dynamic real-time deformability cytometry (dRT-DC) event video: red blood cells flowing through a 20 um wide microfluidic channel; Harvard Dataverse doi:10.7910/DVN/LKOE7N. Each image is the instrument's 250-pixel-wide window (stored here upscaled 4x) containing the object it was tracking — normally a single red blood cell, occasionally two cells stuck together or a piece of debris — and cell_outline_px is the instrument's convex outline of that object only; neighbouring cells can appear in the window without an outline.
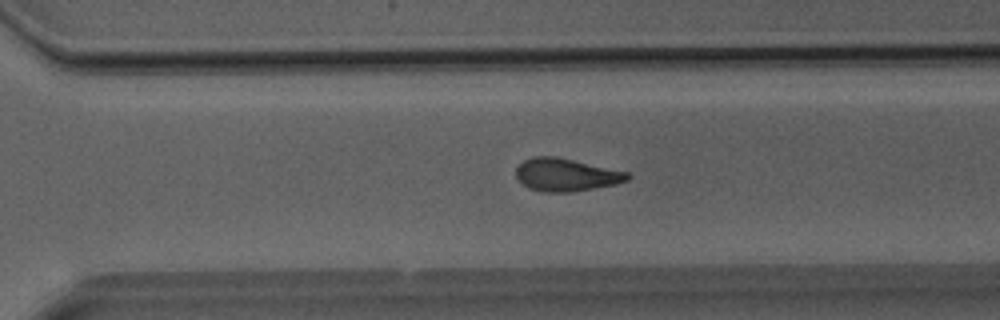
{"species": "Egyptian fruit bat (a non-hibernating species)", "species_latin": "Rousettus aegyptiacus", "temperature_condition": "room temperature", "stored_images_in_passage": 38, "camera_frame_rate_fps": 3000, "um_per_image_px": 0.085, "animal": {"sex": "male"}, "frame": {"image": 1, "passage_image": 27, "time_ms": 8.667, "image_size_px": [1000, 320], "cell_outline_px": [[632, 176], [628, 180], [616, 184], [572, 192], [544, 192], [528, 188], [516, 176], [516, 168], [524, 160], [532, 156], [556, 156], [628, 172]], "centroid_in_image_um": [48.12, 14.85], "position_along_channel_um": 322.5, "area_um2": 21.27}}
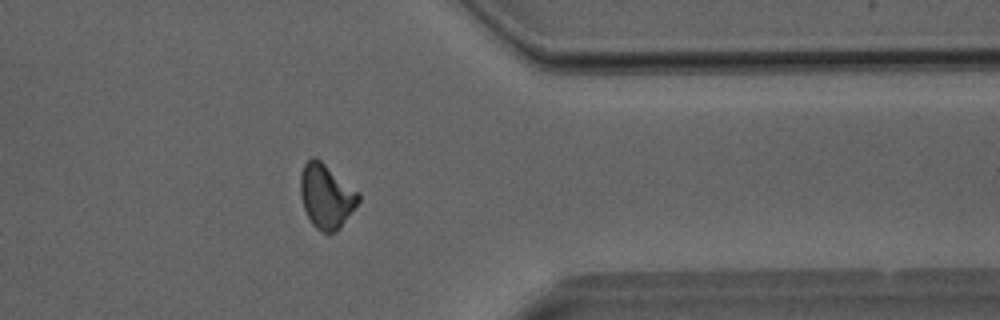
{"frame": {"image": 2, "passage_image": 31, "time_ms": 10.0, "image_size_px": [1000, 320], "cell_outline_px": [[360, 200], [340, 228], [332, 232], [324, 232], [316, 228], [312, 224], [304, 208], [300, 196], [300, 176], [304, 164], [312, 156], [316, 156], [360, 192]], "centroid_in_image_um": [27.73, 16.64], "position_along_channel_um": 383.7, "area_um2": 21.79}}
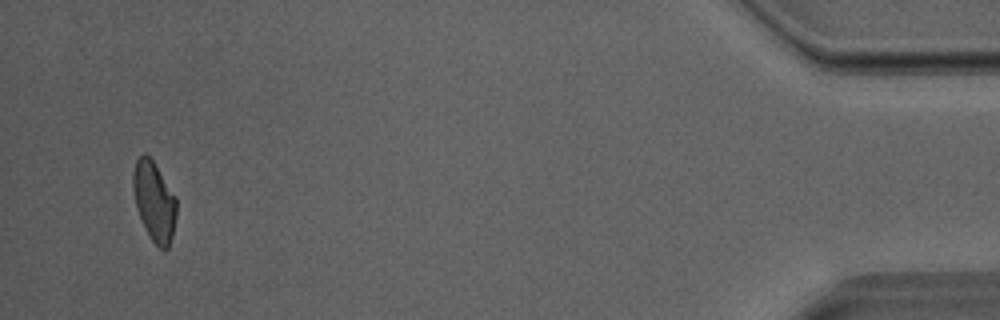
{"frame": {"image": 3, "passage_image": 37, "time_ms": 12.0, "image_size_px": [1000, 320], "cell_outline_px": [[176, 216], [172, 236], [168, 248], [164, 252], [152, 240], [136, 208], [132, 188], [132, 172], [136, 160], [144, 152], [152, 160], [176, 196]], "centroid_in_image_um": [13.1, 17.1], "position_along_channel_um": 422.1, "area_um2": 20.0}}